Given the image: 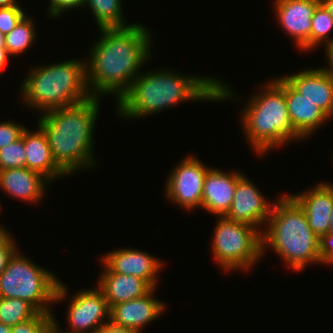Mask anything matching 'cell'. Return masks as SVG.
<instances>
[{
  "label": "cell",
  "instance_id": "24",
  "mask_svg": "<svg viewBox=\"0 0 333 333\" xmlns=\"http://www.w3.org/2000/svg\"><path fill=\"white\" fill-rule=\"evenodd\" d=\"M311 21L310 51L316 50L320 44L326 46L325 51L332 48L333 36L329 34L333 30V17L321 2L316 6Z\"/></svg>",
  "mask_w": 333,
  "mask_h": 333
},
{
  "label": "cell",
  "instance_id": "14",
  "mask_svg": "<svg viewBox=\"0 0 333 333\" xmlns=\"http://www.w3.org/2000/svg\"><path fill=\"white\" fill-rule=\"evenodd\" d=\"M282 78L304 98L312 101L330 119L333 117V76L327 67L302 69Z\"/></svg>",
  "mask_w": 333,
  "mask_h": 333
},
{
  "label": "cell",
  "instance_id": "36",
  "mask_svg": "<svg viewBox=\"0 0 333 333\" xmlns=\"http://www.w3.org/2000/svg\"><path fill=\"white\" fill-rule=\"evenodd\" d=\"M320 2L329 11V14L333 17V0H320Z\"/></svg>",
  "mask_w": 333,
  "mask_h": 333
},
{
  "label": "cell",
  "instance_id": "35",
  "mask_svg": "<svg viewBox=\"0 0 333 333\" xmlns=\"http://www.w3.org/2000/svg\"><path fill=\"white\" fill-rule=\"evenodd\" d=\"M326 53V59L328 60V65L329 66H326L329 70H330V72H331V74H332V76H333V47L332 48H330V49H328L327 51H325Z\"/></svg>",
  "mask_w": 333,
  "mask_h": 333
},
{
  "label": "cell",
  "instance_id": "33",
  "mask_svg": "<svg viewBox=\"0 0 333 333\" xmlns=\"http://www.w3.org/2000/svg\"><path fill=\"white\" fill-rule=\"evenodd\" d=\"M97 333H138L133 329L118 326L113 324L111 321L104 324Z\"/></svg>",
  "mask_w": 333,
  "mask_h": 333
},
{
  "label": "cell",
  "instance_id": "37",
  "mask_svg": "<svg viewBox=\"0 0 333 333\" xmlns=\"http://www.w3.org/2000/svg\"><path fill=\"white\" fill-rule=\"evenodd\" d=\"M17 0H0V7H10L13 5H18Z\"/></svg>",
  "mask_w": 333,
  "mask_h": 333
},
{
  "label": "cell",
  "instance_id": "39",
  "mask_svg": "<svg viewBox=\"0 0 333 333\" xmlns=\"http://www.w3.org/2000/svg\"><path fill=\"white\" fill-rule=\"evenodd\" d=\"M329 232H333V209L329 218Z\"/></svg>",
  "mask_w": 333,
  "mask_h": 333
},
{
  "label": "cell",
  "instance_id": "21",
  "mask_svg": "<svg viewBox=\"0 0 333 333\" xmlns=\"http://www.w3.org/2000/svg\"><path fill=\"white\" fill-rule=\"evenodd\" d=\"M103 271L97 286L104 293L109 308L121 302L143 297L153 288L143 279L133 275L112 272L103 262Z\"/></svg>",
  "mask_w": 333,
  "mask_h": 333
},
{
  "label": "cell",
  "instance_id": "12",
  "mask_svg": "<svg viewBox=\"0 0 333 333\" xmlns=\"http://www.w3.org/2000/svg\"><path fill=\"white\" fill-rule=\"evenodd\" d=\"M320 0H274L276 20L301 52L310 50L312 16Z\"/></svg>",
  "mask_w": 333,
  "mask_h": 333
},
{
  "label": "cell",
  "instance_id": "10",
  "mask_svg": "<svg viewBox=\"0 0 333 333\" xmlns=\"http://www.w3.org/2000/svg\"><path fill=\"white\" fill-rule=\"evenodd\" d=\"M69 298L70 303L66 316L69 332L67 330L64 332L59 328V323L54 315L56 330L59 333H97L104 324L110 321L107 299L98 286L94 289L80 290Z\"/></svg>",
  "mask_w": 333,
  "mask_h": 333
},
{
  "label": "cell",
  "instance_id": "34",
  "mask_svg": "<svg viewBox=\"0 0 333 333\" xmlns=\"http://www.w3.org/2000/svg\"><path fill=\"white\" fill-rule=\"evenodd\" d=\"M9 55L7 49L5 47H0V74H2L3 70H5L6 65L8 64Z\"/></svg>",
  "mask_w": 333,
  "mask_h": 333
},
{
  "label": "cell",
  "instance_id": "20",
  "mask_svg": "<svg viewBox=\"0 0 333 333\" xmlns=\"http://www.w3.org/2000/svg\"><path fill=\"white\" fill-rule=\"evenodd\" d=\"M37 129L23 131L26 150V167L40 173L50 184L55 179L68 176L54 161L48 138L44 130L37 124Z\"/></svg>",
  "mask_w": 333,
  "mask_h": 333
},
{
  "label": "cell",
  "instance_id": "27",
  "mask_svg": "<svg viewBox=\"0 0 333 333\" xmlns=\"http://www.w3.org/2000/svg\"><path fill=\"white\" fill-rule=\"evenodd\" d=\"M55 329L52 313H38L34 318L12 326L11 333H52Z\"/></svg>",
  "mask_w": 333,
  "mask_h": 333
},
{
  "label": "cell",
  "instance_id": "31",
  "mask_svg": "<svg viewBox=\"0 0 333 333\" xmlns=\"http://www.w3.org/2000/svg\"><path fill=\"white\" fill-rule=\"evenodd\" d=\"M85 0H49L47 15L50 18H58L70 9L84 7Z\"/></svg>",
  "mask_w": 333,
  "mask_h": 333
},
{
  "label": "cell",
  "instance_id": "15",
  "mask_svg": "<svg viewBox=\"0 0 333 333\" xmlns=\"http://www.w3.org/2000/svg\"><path fill=\"white\" fill-rule=\"evenodd\" d=\"M154 290L157 289L153 288L143 297L113 305L110 308V321L141 333L144 326L158 319L166 308L165 302L154 297Z\"/></svg>",
  "mask_w": 333,
  "mask_h": 333
},
{
  "label": "cell",
  "instance_id": "22",
  "mask_svg": "<svg viewBox=\"0 0 333 333\" xmlns=\"http://www.w3.org/2000/svg\"><path fill=\"white\" fill-rule=\"evenodd\" d=\"M91 10L99 29L122 28L131 24L125 21L122 0H85L84 7Z\"/></svg>",
  "mask_w": 333,
  "mask_h": 333
},
{
  "label": "cell",
  "instance_id": "25",
  "mask_svg": "<svg viewBox=\"0 0 333 333\" xmlns=\"http://www.w3.org/2000/svg\"><path fill=\"white\" fill-rule=\"evenodd\" d=\"M39 312L27 301L20 298L0 297V323L15 326L34 318Z\"/></svg>",
  "mask_w": 333,
  "mask_h": 333
},
{
  "label": "cell",
  "instance_id": "16",
  "mask_svg": "<svg viewBox=\"0 0 333 333\" xmlns=\"http://www.w3.org/2000/svg\"><path fill=\"white\" fill-rule=\"evenodd\" d=\"M242 175L243 173L237 170L225 172L211 167L204 180L201 208L218 217L225 216L230 209L237 182Z\"/></svg>",
  "mask_w": 333,
  "mask_h": 333
},
{
  "label": "cell",
  "instance_id": "5",
  "mask_svg": "<svg viewBox=\"0 0 333 333\" xmlns=\"http://www.w3.org/2000/svg\"><path fill=\"white\" fill-rule=\"evenodd\" d=\"M262 86L263 89L254 93L240 114L245 140L261 157L278 146L284 147L302 139L294 131L288 116L284 79L273 78Z\"/></svg>",
  "mask_w": 333,
  "mask_h": 333
},
{
  "label": "cell",
  "instance_id": "28",
  "mask_svg": "<svg viewBox=\"0 0 333 333\" xmlns=\"http://www.w3.org/2000/svg\"><path fill=\"white\" fill-rule=\"evenodd\" d=\"M26 14L19 4L0 7V33H9Z\"/></svg>",
  "mask_w": 333,
  "mask_h": 333
},
{
  "label": "cell",
  "instance_id": "3",
  "mask_svg": "<svg viewBox=\"0 0 333 333\" xmlns=\"http://www.w3.org/2000/svg\"><path fill=\"white\" fill-rule=\"evenodd\" d=\"M99 102L98 98L91 97L71 106L45 111L37 120L46 133L54 161L67 175L97 165L93 132Z\"/></svg>",
  "mask_w": 333,
  "mask_h": 333
},
{
  "label": "cell",
  "instance_id": "7",
  "mask_svg": "<svg viewBox=\"0 0 333 333\" xmlns=\"http://www.w3.org/2000/svg\"><path fill=\"white\" fill-rule=\"evenodd\" d=\"M19 253L18 249L0 274V297L20 298L39 313H52L51 304L68 296L66 285L55 273Z\"/></svg>",
  "mask_w": 333,
  "mask_h": 333
},
{
  "label": "cell",
  "instance_id": "23",
  "mask_svg": "<svg viewBox=\"0 0 333 333\" xmlns=\"http://www.w3.org/2000/svg\"><path fill=\"white\" fill-rule=\"evenodd\" d=\"M26 14L19 23L5 35V48L9 55L21 56L24 54L36 39V27L33 21V17Z\"/></svg>",
  "mask_w": 333,
  "mask_h": 333
},
{
  "label": "cell",
  "instance_id": "26",
  "mask_svg": "<svg viewBox=\"0 0 333 333\" xmlns=\"http://www.w3.org/2000/svg\"><path fill=\"white\" fill-rule=\"evenodd\" d=\"M26 167L23 133L20 139L0 149V170Z\"/></svg>",
  "mask_w": 333,
  "mask_h": 333
},
{
  "label": "cell",
  "instance_id": "30",
  "mask_svg": "<svg viewBox=\"0 0 333 333\" xmlns=\"http://www.w3.org/2000/svg\"><path fill=\"white\" fill-rule=\"evenodd\" d=\"M12 121H4L0 123V149L11 144L21 138L23 131L26 129L24 125Z\"/></svg>",
  "mask_w": 333,
  "mask_h": 333
},
{
  "label": "cell",
  "instance_id": "19",
  "mask_svg": "<svg viewBox=\"0 0 333 333\" xmlns=\"http://www.w3.org/2000/svg\"><path fill=\"white\" fill-rule=\"evenodd\" d=\"M287 111L294 131L306 140L323 126L329 117L315 103L304 98L284 80Z\"/></svg>",
  "mask_w": 333,
  "mask_h": 333
},
{
  "label": "cell",
  "instance_id": "6",
  "mask_svg": "<svg viewBox=\"0 0 333 333\" xmlns=\"http://www.w3.org/2000/svg\"><path fill=\"white\" fill-rule=\"evenodd\" d=\"M81 60L70 59L30 68L20 86L23 104L42 114L90 99L86 60Z\"/></svg>",
  "mask_w": 333,
  "mask_h": 333
},
{
  "label": "cell",
  "instance_id": "41",
  "mask_svg": "<svg viewBox=\"0 0 333 333\" xmlns=\"http://www.w3.org/2000/svg\"><path fill=\"white\" fill-rule=\"evenodd\" d=\"M52 333H59L56 329Z\"/></svg>",
  "mask_w": 333,
  "mask_h": 333
},
{
  "label": "cell",
  "instance_id": "38",
  "mask_svg": "<svg viewBox=\"0 0 333 333\" xmlns=\"http://www.w3.org/2000/svg\"><path fill=\"white\" fill-rule=\"evenodd\" d=\"M11 330V326L0 323V333H11Z\"/></svg>",
  "mask_w": 333,
  "mask_h": 333
},
{
  "label": "cell",
  "instance_id": "9",
  "mask_svg": "<svg viewBox=\"0 0 333 333\" xmlns=\"http://www.w3.org/2000/svg\"><path fill=\"white\" fill-rule=\"evenodd\" d=\"M210 168L192 155L178 162L169 172L164 187L170 203L188 211L201 208L204 180Z\"/></svg>",
  "mask_w": 333,
  "mask_h": 333
},
{
  "label": "cell",
  "instance_id": "17",
  "mask_svg": "<svg viewBox=\"0 0 333 333\" xmlns=\"http://www.w3.org/2000/svg\"><path fill=\"white\" fill-rule=\"evenodd\" d=\"M290 196L304 210L312 231L321 237L329 233V218L333 209V183L320 182L311 190Z\"/></svg>",
  "mask_w": 333,
  "mask_h": 333
},
{
  "label": "cell",
  "instance_id": "32",
  "mask_svg": "<svg viewBox=\"0 0 333 333\" xmlns=\"http://www.w3.org/2000/svg\"><path fill=\"white\" fill-rule=\"evenodd\" d=\"M319 255L321 264H333V232H329L320 237Z\"/></svg>",
  "mask_w": 333,
  "mask_h": 333
},
{
  "label": "cell",
  "instance_id": "2",
  "mask_svg": "<svg viewBox=\"0 0 333 333\" xmlns=\"http://www.w3.org/2000/svg\"><path fill=\"white\" fill-rule=\"evenodd\" d=\"M172 70L141 71L116 104L119 117L132 120L157 115L185 101L236 100L232 87L215 76L184 75Z\"/></svg>",
  "mask_w": 333,
  "mask_h": 333
},
{
  "label": "cell",
  "instance_id": "18",
  "mask_svg": "<svg viewBox=\"0 0 333 333\" xmlns=\"http://www.w3.org/2000/svg\"><path fill=\"white\" fill-rule=\"evenodd\" d=\"M46 183L50 184L40 173L27 167L0 170V189L10 197L30 204L38 203L44 198L48 187Z\"/></svg>",
  "mask_w": 333,
  "mask_h": 333
},
{
  "label": "cell",
  "instance_id": "11",
  "mask_svg": "<svg viewBox=\"0 0 333 333\" xmlns=\"http://www.w3.org/2000/svg\"><path fill=\"white\" fill-rule=\"evenodd\" d=\"M259 189L243 174L237 182L232 204L224 217L252 225L262 233L261 228L266 226L274 200L270 203Z\"/></svg>",
  "mask_w": 333,
  "mask_h": 333
},
{
  "label": "cell",
  "instance_id": "1",
  "mask_svg": "<svg viewBox=\"0 0 333 333\" xmlns=\"http://www.w3.org/2000/svg\"><path fill=\"white\" fill-rule=\"evenodd\" d=\"M98 31L100 38L85 59L87 86L92 97L114 95L117 103L151 59L153 36L140 23Z\"/></svg>",
  "mask_w": 333,
  "mask_h": 333
},
{
  "label": "cell",
  "instance_id": "40",
  "mask_svg": "<svg viewBox=\"0 0 333 333\" xmlns=\"http://www.w3.org/2000/svg\"><path fill=\"white\" fill-rule=\"evenodd\" d=\"M5 35L0 33V47H5Z\"/></svg>",
  "mask_w": 333,
  "mask_h": 333
},
{
  "label": "cell",
  "instance_id": "13",
  "mask_svg": "<svg viewBox=\"0 0 333 333\" xmlns=\"http://www.w3.org/2000/svg\"><path fill=\"white\" fill-rule=\"evenodd\" d=\"M103 262L112 272L133 275L145 280L152 288H157V276L163 268V261L150 253L133 248H118L105 253L101 257Z\"/></svg>",
  "mask_w": 333,
  "mask_h": 333
},
{
  "label": "cell",
  "instance_id": "29",
  "mask_svg": "<svg viewBox=\"0 0 333 333\" xmlns=\"http://www.w3.org/2000/svg\"><path fill=\"white\" fill-rule=\"evenodd\" d=\"M13 237L4 226L0 225V274L3 272L9 259L18 250Z\"/></svg>",
  "mask_w": 333,
  "mask_h": 333
},
{
  "label": "cell",
  "instance_id": "4",
  "mask_svg": "<svg viewBox=\"0 0 333 333\" xmlns=\"http://www.w3.org/2000/svg\"><path fill=\"white\" fill-rule=\"evenodd\" d=\"M261 239L262 256L269 247L295 272H302L309 264H321L320 237L312 231L304 210L289 194H282L274 201Z\"/></svg>",
  "mask_w": 333,
  "mask_h": 333
},
{
  "label": "cell",
  "instance_id": "8",
  "mask_svg": "<svg viewBox=\"0 0 333 333\" xmlns=\"http://www.w3.org/2000/svg\"><path fill=\"white\" fill-rule=\"evenodd\" d=\"M211 254L224 272H241L254 267L262 258L261 232L252 225L218 217ZM243 270V271H242Z\"/></svg>",
  "mask_w": 333,
  "mask_h": 333
}]
</instances>
